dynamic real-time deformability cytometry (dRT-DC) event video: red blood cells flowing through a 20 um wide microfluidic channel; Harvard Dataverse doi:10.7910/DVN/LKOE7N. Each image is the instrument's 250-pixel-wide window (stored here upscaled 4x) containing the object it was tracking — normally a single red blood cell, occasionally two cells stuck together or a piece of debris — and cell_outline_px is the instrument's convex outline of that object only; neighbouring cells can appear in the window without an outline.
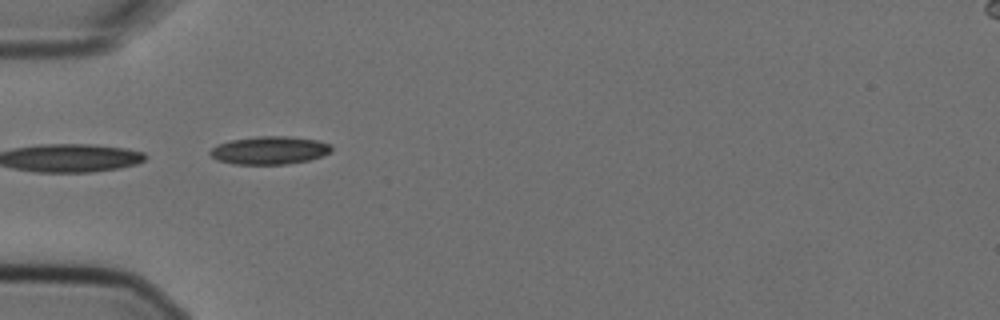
{"species": "Egyptian fruit bat (a non-hibernating species)", "species_latin": "Rousettus aegyptiacus", "temperature_condition": "cold", "stored_images_in_passage": 3, "camera_frame_rate_fps": 3000, "um_per_image_px": 0.085, "animal": {"sex": "female"}, "frame": {"image": 1, "passage_image": 3, "time_ms": 0.667, "image_size_px": [1000, 320], "cell_outline_px": [[332, 152], [324, 156], [308, 160], [284, 164], [232, 164], [216, 160], [208, 152], [216, 144], [232, 140], [256, 136], [288, 136], [316, 140], [332, 144]], "centroid_in_image_um": [22.92, 12.77], "position_along_channel_um": 62.1, "area_um2": 19.94}}